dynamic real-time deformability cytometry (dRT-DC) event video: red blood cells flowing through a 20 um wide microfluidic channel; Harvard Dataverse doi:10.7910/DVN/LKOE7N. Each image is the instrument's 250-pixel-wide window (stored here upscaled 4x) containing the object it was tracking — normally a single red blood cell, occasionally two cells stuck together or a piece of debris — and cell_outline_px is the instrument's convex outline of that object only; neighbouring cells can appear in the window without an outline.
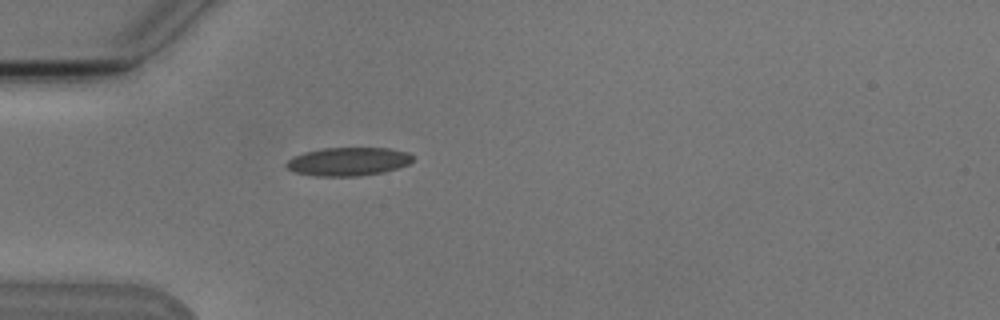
{"species": "Egyptian fruit bat (a non-hibernating species)", "species_latin": "Rousettus aegyptiacus", "temperature_condition": "cold", "stored_images_in_passage": 1, "camera_frame_rate_fps": 3000, "um_per_image_px": 0.085, "animal": {"sex": "male"}, "frame": {"image": 1, "passage_image": 1, "time_ms": 0.0, "image_size_px": [1000, 320], "cell_outline_px": [[412, 160], [408, 164], [384, 172], [360, 176], [316, 176], [296, 172], [288, 168], [284, 164], [292, 156], [304, 152], [324, 148], [388, 148], [408, 152], [412, 156]], "centroid_in_image_um": [29.58, 13.73], "position_along_channel_um": 55.4, "area_um2": 20.87}}